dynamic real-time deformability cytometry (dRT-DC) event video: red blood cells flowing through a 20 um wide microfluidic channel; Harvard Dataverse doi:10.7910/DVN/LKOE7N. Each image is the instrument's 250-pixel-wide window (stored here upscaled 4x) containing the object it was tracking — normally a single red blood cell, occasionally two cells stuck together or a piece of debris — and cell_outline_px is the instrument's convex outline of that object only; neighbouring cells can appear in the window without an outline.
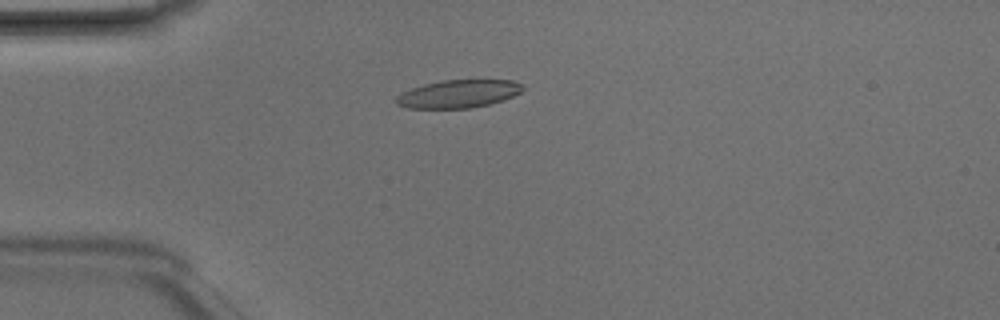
{"species": "Egyptian fruit bat (a non-hibernating species)", "species_latin": "Rousettus aegyptiacus", "temperature_condition": "room temperature", "stored_images_in_passage": 2, "camera_frame_rate_fps": 3000, "um_per_image_px": 0.085, "animal": {"sex": "male"}, "frame": {"image": 1, "passage_image": 1, "time_ms": 0.0, "image_size_px": [1000, 320], "cell_outline_px": [[524, 88], [520, 92], [512, 96], [488, 104], [472, 108], [408, 108], [396, 104], [396, 96], [400, 92], [424, 84], [444, 80], [512, 80], [524, 84]], "centroid_in_image_um": [38.94, 7.97], "position_along_channel_um": 46.1, "area_um2": 20.52}}